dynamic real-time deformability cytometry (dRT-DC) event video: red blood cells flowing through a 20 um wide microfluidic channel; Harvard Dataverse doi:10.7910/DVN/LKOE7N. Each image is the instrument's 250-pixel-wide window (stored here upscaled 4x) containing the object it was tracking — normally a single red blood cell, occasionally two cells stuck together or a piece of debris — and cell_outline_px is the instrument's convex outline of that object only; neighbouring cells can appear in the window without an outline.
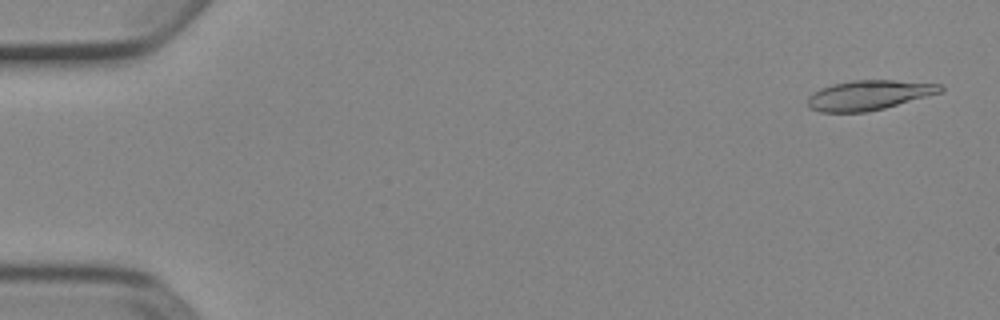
{"species": "Egyptian fruit bat (a non-hibernating species)", "species_latin": "Rousettus aegyptiacus", "temperature_condition": "cold", "stored_images_in_passage": 52, "camera_frame_rate_fps": 3000, "um_per_image_px": 0.085, "animal": {"sex": "female"}, "frame": {"image": 1, "passage_image": 2, "time_ms": 0.333, "image_size_px": [1000, 320], "cell_outline_px": [[944, 92], [884, 108], [868, 112], [820, 112], [808, 108], [808, 96], [812, 92], [820, 88], [832, 84], [852, 80], [892, 80], [944, 84]], "centroid_in_image_um": [73.87, 8.08], "position_along_channel_um": 11.1, "area_um2": 23.29}}
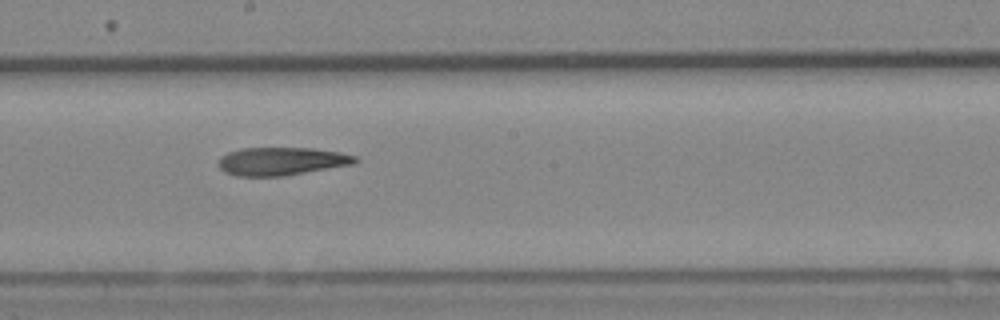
{"frame": {"image": 2, "passage_image": 29, "time_ms": 9.333, "image_size_px": [1000, 320], "cell_outline_px": [[360, 160], [356, 164], [284, 176], [236, 176], [224, 172], [216, 164], [216, 160], [220, 156], [228, 152], [240, 148], [312, 148], [340, 152], [356, 156]], "centroid_in_image_um": [23.92, 13.71], "position_along_channel_um": 224.3, "area_um2": 22.77}}
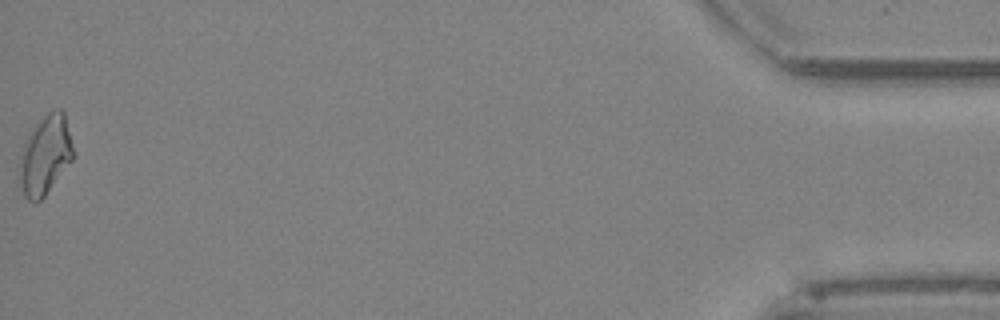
{"frame": {"image": 3, "passage_image": 52, "time_ms": 17.0, "image_size_px": [1000, 320], "cell_outline_px": [[76, 156], [44, 196], [36, 204], [32, 204], [24, 196], [16, 176], [20, 156], [24, 144], [32, 128], [48, 112], [56, 108], [60, 108], [64, 112], [76, 152]], "centroid_in_image_um": [3.84, 13.22], "position_along_channel_um": 431.4, "area_um2": 25.49}}